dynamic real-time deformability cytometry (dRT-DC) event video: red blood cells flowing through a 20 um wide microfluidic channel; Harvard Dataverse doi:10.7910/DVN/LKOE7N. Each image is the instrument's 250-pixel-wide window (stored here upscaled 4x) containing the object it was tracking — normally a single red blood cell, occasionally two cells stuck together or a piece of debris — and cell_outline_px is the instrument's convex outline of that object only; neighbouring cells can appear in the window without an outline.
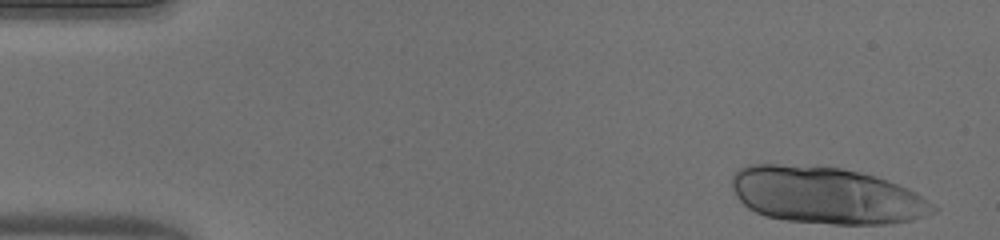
{"species": "human", "species_latin": "Homo sapiens", "temperature_condition": "warm", "stored_images_in_passage": 43, "camera_frame_rate_fps": 3000, "um_per_image_px": 0.085, "donor": {"sex": "male"}, "frame": {"image": 1, "passage_image": 1, "time_ms": 0.0, "image_size_px": [1000, 240], "cell_outline_px": [[940, 208], [924, 216], [912, 220], [884, 224], [832, 224], [784, 220], [764, 216], [748, 208], [736, 196], [732, 188], [732, 176], [740, 168], [748, 164], [780, 164], [840, 168], [860, 172], [876, 176], [888, 180], [908, 188], [916, 192]], "centroid_in_image_um": [70.23, 16.61], "position_along_channel_um": 14.8, "area_um2": 66.76}}
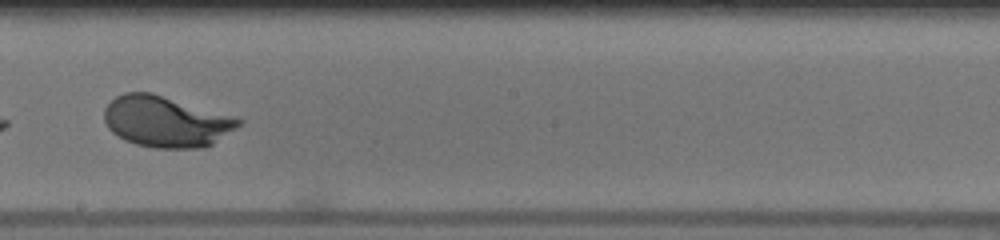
{"frame": {"image": 2, "passage_image": 27, "time_ms": 8.667, "image_size_px": [1000, 240], "cell_outline_px": [[244, 120], [236, 128], [212, 144], [204, 148], [156, 148], [136, 144], [124, 140], [112, 132], [108, 128], [104, 120], [104, 108], [116, 96], [124, 92], [152, 92]], "centroid_in_image_um": [14.07, 10.33], "position_along_channel_um": 234.1, "area_um2": 39.71}}
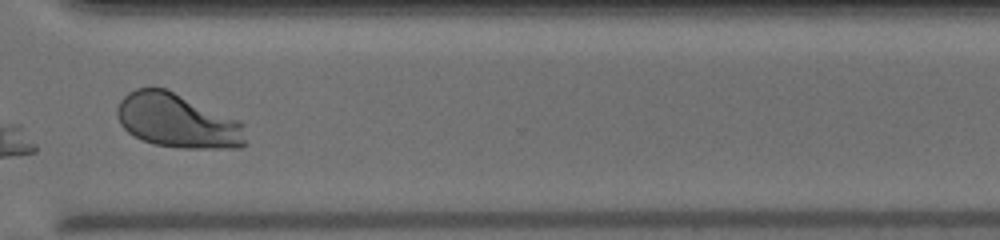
{"frame": {"image": 3, "passage_image": 36, "time_ms": 11.667, "image_size_px": [1000, 240], "cell_outline_px": [[248, 144], [240, 148], [180, 148], [156, 144], [144, 140], [128, 132], [120, 124], [116, 116], [116, 108], [120, 100], [128, 92], [136, 88], [164, 88], [240, 120], [244, 124]], "centroid_in_image_um": [15.12, 10.28], "position_along_channel_um": 355.5, "area_um2": 40.75}, "authors_computed_cell_mechanics": {"area_um2": 40.749, "velocity_mm_per_s": 4.0429, "shape_relaxation_time_tau1_ms": 2.0982, "shape_relaxation_time_tau2_ms": null, "deformation_change_tau1": 0.2, "deformation_change_tau2": null}}